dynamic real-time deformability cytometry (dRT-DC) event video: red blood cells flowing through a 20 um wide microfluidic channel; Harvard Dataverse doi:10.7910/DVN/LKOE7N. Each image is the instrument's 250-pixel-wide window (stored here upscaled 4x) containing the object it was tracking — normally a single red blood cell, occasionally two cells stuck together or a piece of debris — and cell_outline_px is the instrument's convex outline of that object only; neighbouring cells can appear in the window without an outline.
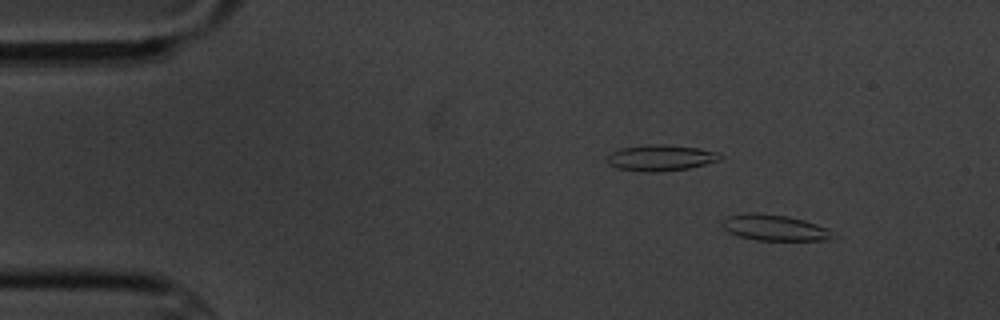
{"species": "common noctule bat (a hibernating species)", "species_latin": "Nyctalus noctula", "temperature_condition": "cold", "stored_images_in_passage": 4, "camera_frame_rate_fps": 3000, "um_per_image_px": 0.085, "animal": {"sex": "male", "body_mass_g": 20.1, "forearm_length_mm": 53.5}, "frame": {"image": 1, "passage_image": 1, "time_ms": 0.0, "image_size_px": [1000, 320], "cell_outline_px": [[840, 236], [828, 240], [756, 240], [740, 236], [728, 232], [724, 228], [724, 220], [728, 216], [744, 212], [756, 212], [784, 216], [804, 220], [828, 228]], "centroid_in_image_um": [65.91, 19.36], "position_along_channel_um": 19.1, "area_um2": 16.76}}